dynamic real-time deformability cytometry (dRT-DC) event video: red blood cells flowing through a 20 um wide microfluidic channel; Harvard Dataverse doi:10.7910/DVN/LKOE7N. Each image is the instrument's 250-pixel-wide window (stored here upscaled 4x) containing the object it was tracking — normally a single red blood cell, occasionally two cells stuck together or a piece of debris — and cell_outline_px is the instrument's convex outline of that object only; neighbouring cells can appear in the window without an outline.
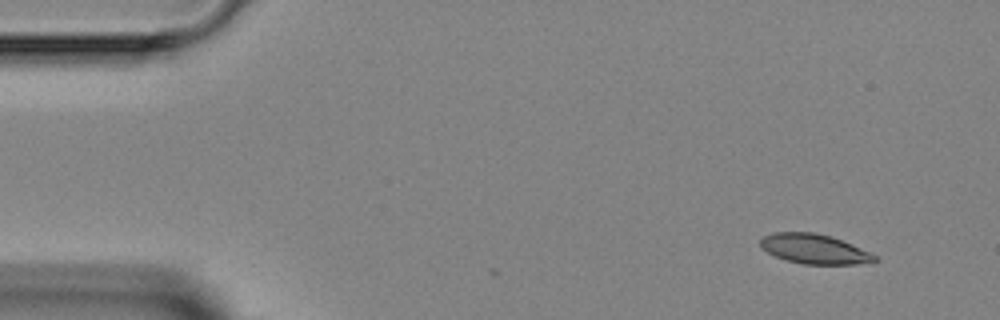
{"species": "Egyptian fruit bat (a non-hibernating species)", "species_latin": "Rousettus aegyptiacus", "temperature_condition": "room temperature", "stored_images_in_passage": 2, "camera_frame_rate_fps": 3000, "um_per_image_px": 0.085, "animal": {"sex": "female"}, "frame": {"image": 1, "passage_image": 2, "time_ms": 1.333, "image_size_px": [1000, 320], "cell_outline_px": [[880, 260], [856, 264], [804, 264], [784, 260], [760, 248], [760, 240], [764, 236], [772, 232], [816, 232], [832, 236], [860, 248], [876, 256]], "centroid_in_image_um": [69.18, 21.15], "position_along_channel_um": 15.8, "area_um2": 19.77}}